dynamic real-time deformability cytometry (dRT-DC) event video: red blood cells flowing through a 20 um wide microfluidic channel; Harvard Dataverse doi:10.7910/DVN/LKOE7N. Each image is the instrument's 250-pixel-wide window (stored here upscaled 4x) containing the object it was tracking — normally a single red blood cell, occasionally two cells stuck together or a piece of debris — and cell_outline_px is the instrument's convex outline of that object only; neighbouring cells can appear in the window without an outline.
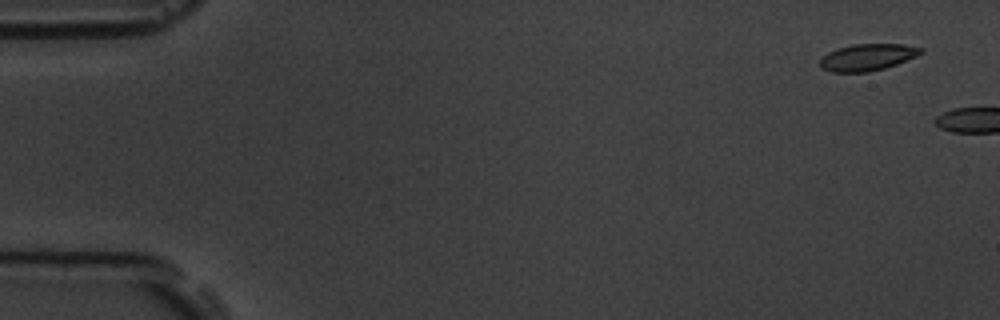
{"species": "common noctule bat (a hibernating species)", "species_latin": "Nyctalus noctula", "temperature_condition": "room temperature", "stored_images_in_passage": 2, "camera_frame_rate_fps": 3000, "um_per_image_px": 0.085, "animal": {"sex": "male", "body_mass_g": 19.5, "forearm_length_mm": 54.6}, "frame": {"image": 1, "passage_image": 1, "time_ms": 0.0, "image_size_px": [1000, 320], "cell_outline_px": [[924, 52], [916, 56], [896, 64], [884, 68], [868, 72], [832, 72], [820, 68], [820, 60], [828, 52], [836, 48], [852, 44], [904, 44], [924, 48]], "centroid_in_image_um": [73.73, 4.86], "position_along_channel_um": 11.3, "area_um2": 15.78}}